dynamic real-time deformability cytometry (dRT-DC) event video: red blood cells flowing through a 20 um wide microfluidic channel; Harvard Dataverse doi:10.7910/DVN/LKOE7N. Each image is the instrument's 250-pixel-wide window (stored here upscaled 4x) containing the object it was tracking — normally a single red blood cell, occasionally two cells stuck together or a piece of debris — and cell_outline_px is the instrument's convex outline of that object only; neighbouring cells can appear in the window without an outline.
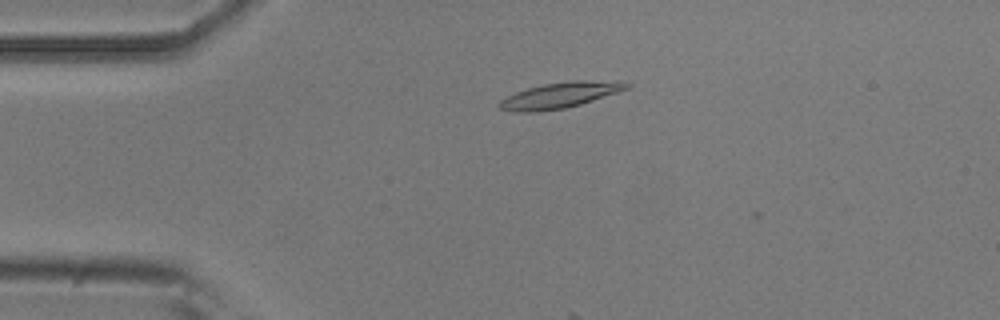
{"species": "common noctule bat (a hibernating species)", "species_latin": "Nyctalus noctula", "temperature_condition": "room temperature", "stored_images_in_passage": 3, "camera_frame_rate_fps": 3000, "um_per_image_px": 0.085, "animal": {"sex": "male", "body_mass_g": 20.5, "forearm_length_mm": 52.5}, "frame": {"image": 1, "passage_image": 2, "time_ms": 0.333, "image_size_px": [1000, 320], "cell_outline_px": [[632, 84], [628, 88], [580, 104], [564, 108], [532, 112], [516, 112], [500, 108], [496, 104], [500, 100], [516, 92], [528, 88], [544, 84], [572, 80], [620, 80]], "centroid_in_image_um": [47.61, 8.07], "position_along_channel_um": 37.4, "area_um2": 18.96}}